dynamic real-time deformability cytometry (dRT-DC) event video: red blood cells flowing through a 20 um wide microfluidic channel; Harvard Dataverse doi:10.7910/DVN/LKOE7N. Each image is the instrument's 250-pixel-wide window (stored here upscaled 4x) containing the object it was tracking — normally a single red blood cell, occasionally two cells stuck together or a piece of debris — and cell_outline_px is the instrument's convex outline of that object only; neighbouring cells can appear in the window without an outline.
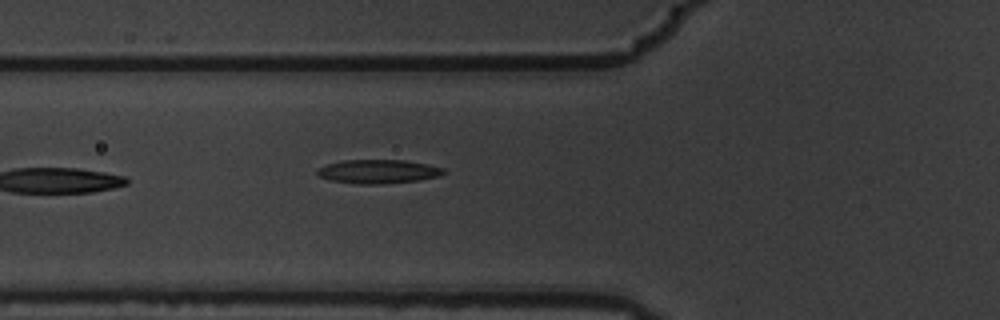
{"species": "common noctule bat (a hibernating species)", "species_latin": "Nyctalus noctula", "temperature_condition": "warm", "stored_images_in_passage": 7, "camera_frame_rate_fps": 3000, "um_per_image_px": 0.085, "animal": {"sex": "male", "body_mass_g": 19.5, "forearm_length_mm": 54.6}, "frame": {"image": 1, "passage_image": 7, "time_ms": 2.0, "image_size_px": [1000, 320], "cell_outline_px": [[444, 172], [440, 176], [420, 180], [380, 184], [360, 184], [328, 180], [320, 176], [316, 172], [320, 168], [328, 164], [344, 160], [404, 160], [428, 164], [444, 168]], "centroid_in_image_um": [32.17, 14.58], "position_along_channel_um": 93.6, "area_um2": 17.46}}